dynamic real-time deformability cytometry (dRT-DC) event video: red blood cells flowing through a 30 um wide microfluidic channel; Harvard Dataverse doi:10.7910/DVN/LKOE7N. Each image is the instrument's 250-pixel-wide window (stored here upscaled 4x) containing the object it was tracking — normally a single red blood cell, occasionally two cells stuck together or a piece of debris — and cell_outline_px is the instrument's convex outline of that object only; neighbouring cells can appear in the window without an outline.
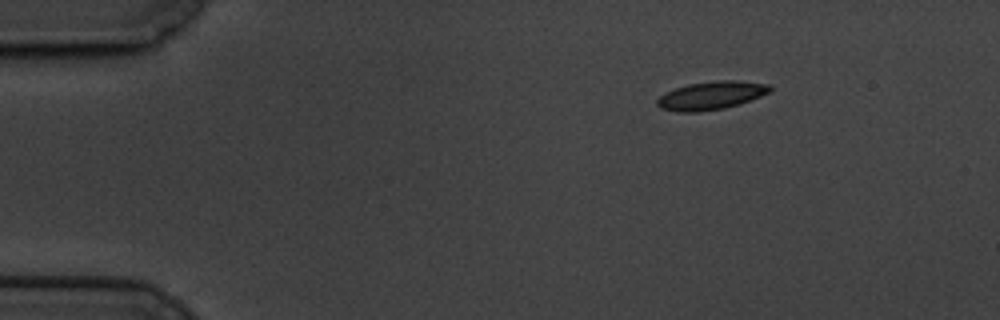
{"species": "common noctule bat (a hibernating species)", "species_latin": "Nyctalus noctula", "temperature_condition": "cold", "stored_images_in_passage": 52, "camera_frame_rate_fps": 3000, "um_per_image_px": 0.085, "animal": {"sex": "male", "body_mass_g": 19.5, "forearm_length_mm": 54.6}, "frame": {"image": 1, "passage_image": 1, "time_ms": 0.0, "image_size_px": [1000, 320], "cell_outline_px": [[772, 92], [724, 108], [696, 112], [676, 112], [660, 108], [656, 104], [656, 100], [664, 92], [688, 84], [716, 80], [740, 80], [772, 84]], "centroid_in_image_um": [60.45, 8.1], "position_along_channel_um": 24.5, "area_um2": 18.67}}
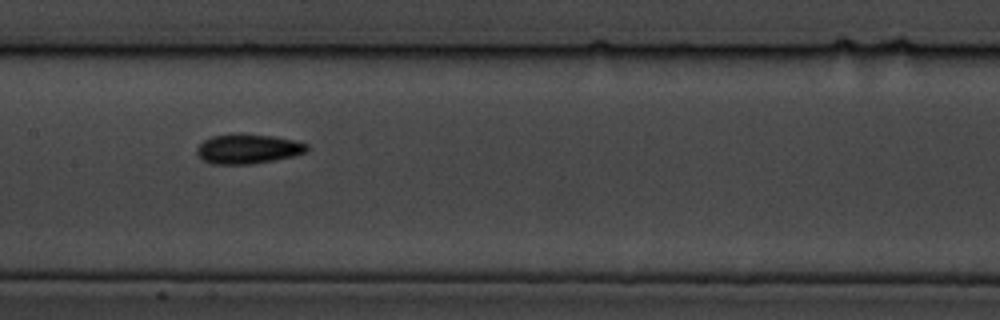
{"frame": {"image": 2, "passage_image": 22, "time_ms": 7.0, "image_size_px": [1000, 320], "cell_outline_px": [[308, 152], [296, 156], [252, 164], [208, 164], [200, 160], [196, 152], [196, 148], [204, 140], [212, 136], [240, 132], [276, 136], [296, 140], [308, 144]], "centroid_in_image_um": [21.08, 12.64], "position_along_channel_um": 186.3, "area_um2": 19.71}}
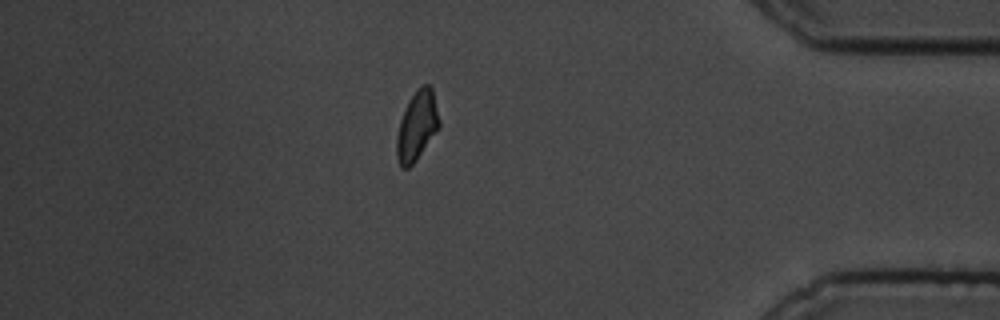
{"frame": {"image": 3, "passage_image": 44, "time_ms": 14.333, "image_size_px": [1000, 320], "cell_outline_px": [[440, 128], [416, 160], [408, 168], [400, 168], [396, 156], [396, 136], [400, 120], [408, 100], [424, 84], [428, 84], [432, 88], [440, 120]], "centroid_in_image_um": [35.44, 10.74], "position_along_channel_um": 399.8, "area_um2": 17.22}, "authors_computed_cell_mechanics": {"area_um2": 18.2359, "velocity_mm_per_s": 3.3705, "shape_relaxation_time_tau1_ms": 3.2097, "shape_relaxation_time_tau2_ms": 3.0852, "deformation_change_tau1": 0.1182, "deformation_change_tau2": 0.0816}}